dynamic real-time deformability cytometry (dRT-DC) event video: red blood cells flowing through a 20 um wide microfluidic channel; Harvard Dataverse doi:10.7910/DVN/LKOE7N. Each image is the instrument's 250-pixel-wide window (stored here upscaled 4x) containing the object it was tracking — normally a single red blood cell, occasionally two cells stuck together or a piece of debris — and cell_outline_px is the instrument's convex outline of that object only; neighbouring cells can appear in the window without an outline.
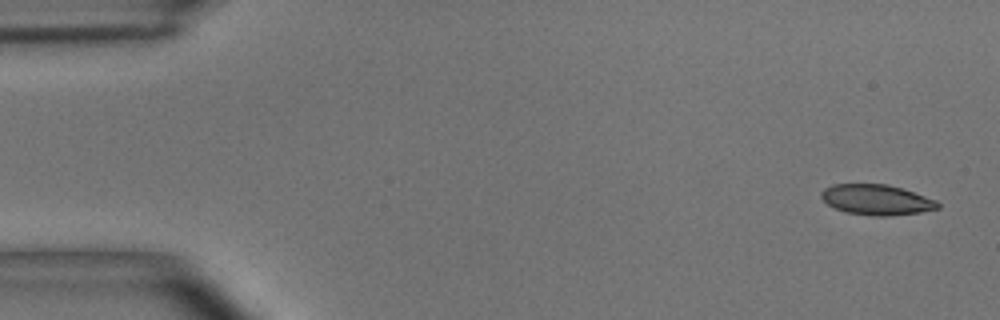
{"species": "common noctule bat (a hibernating species)", "species_latin": "Nyctalus noctula", "temperature_condition": "room temperature", "stored_images_in_passage": 53, "camera_frame_rate_fps": 3000, "um_per_image_px": 0.085, "animal": {"sex": "male", "body_mass_g": 15.6}, "frame": {"image": 1, "passage_image": 1, "time_ms": 0.0, "image_size_px": [1000, 320], "cell_outline_px": [[940, 208], [920, 212], [888, 216], [872, 216], [848, 212], [836, 208], [828, 204], [820, 196], [820, 192], [824, 188], [832, 184], [888, 184], [936, 200], [940, 204]], "centroid_in_image_um": [74.49, 16.97], "position_along_channel_um": 10.5, "area_um2": 20.46}}
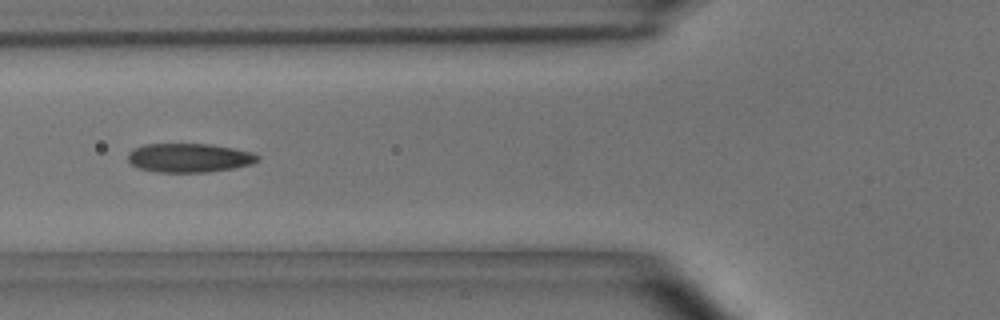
{"frame": {"image": 2, "passage_image": 19, "time_ms": 6.0, "image_size_px": [1000, 320], "cell_outline_px": [[260, 160], [252, 164], [232, 168], [208, 172], [156, 172], [140, 168], [128, 164], [128, 152], [132, 148], [144, 144], [212, 144], [252, 152], [260, 156]], "centroid_in_image_um": [16.06, 13.41], "position_along_channel_um": 109.7, "area_um2": 22.08}}
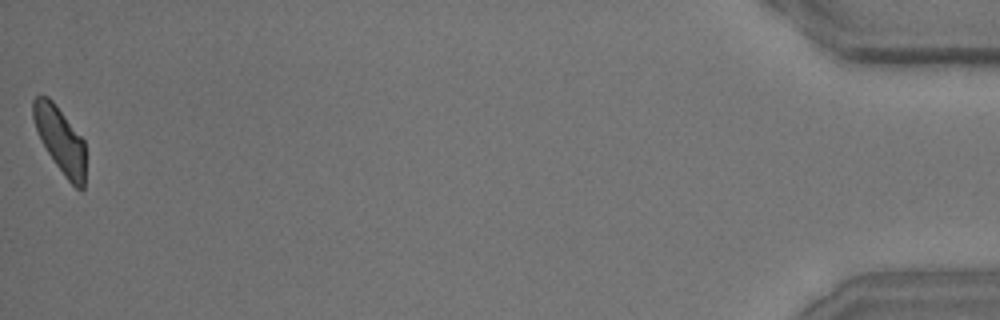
{"frame": {"image": 3, "passage_image": 53, "time_ms": 17.333, "image_size_px": [1000, 320], "cell_outline_px": [[84, 188], [80, 192], [68, 180], [56, 164], [40, 140], [32, 116], [32, 100], [36, 96], [48, 96], [52, 100], [84, 140]], "centroid_in_image_um": [5.1, 11.87], "position_along_channel_um": 430.1, "area_um2": 19.77}, "authors_computed_cell_mechanics": {"area_um2": 21.675, "velocity_mm_per_s": 3.6619, "shape_relaxation_time_tau1_ms": 5.4353, "shape_relaxation_time_tau2_ms": 2.5591, "deformation_change_tau1": 0.1431, "deformation_change_tau2": 0.0832}}